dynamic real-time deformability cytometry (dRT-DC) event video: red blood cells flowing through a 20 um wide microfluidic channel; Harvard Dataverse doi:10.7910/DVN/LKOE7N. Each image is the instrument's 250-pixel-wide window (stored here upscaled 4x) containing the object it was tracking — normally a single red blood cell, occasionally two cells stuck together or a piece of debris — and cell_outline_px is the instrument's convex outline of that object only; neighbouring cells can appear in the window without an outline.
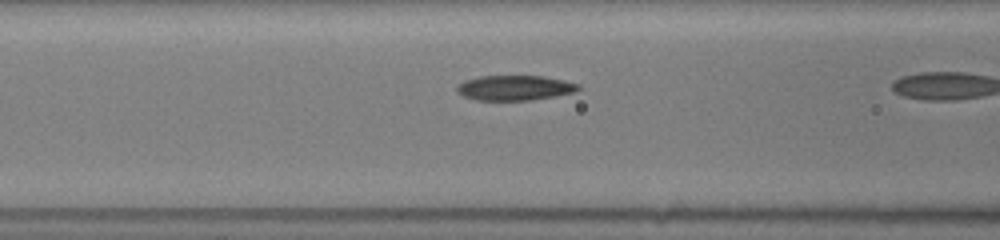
{"species": "common noctule bat (a hibernating species)", "species_latin": "Nyctalus noctula", "temperature_condition": "room temperature", "stored_images_in_passage": 8, "camera_frame_rate_fps": 3000, "um_per_image_px": 0.085, "animal": {"sex": "female", "body_mass_g": 19.5, "forearm_length_mm": 54.1}, "frame": {"image": 1, "passage_image": 6, "time_ms": 2.667, "image_size_px": [1000, 240], "cell_outline_px": [[580, 88], [576, 92], [532, 100], [476, 100], [464, 96], [456, 92], [456, 88], [464, 80], [480, 76], [544, 76], [564, 80], [580, 84]], "centroid_in_image_um": [43.77, 7.46], "position_along_channel_um": 122.8, "area_um2": 17.74}}